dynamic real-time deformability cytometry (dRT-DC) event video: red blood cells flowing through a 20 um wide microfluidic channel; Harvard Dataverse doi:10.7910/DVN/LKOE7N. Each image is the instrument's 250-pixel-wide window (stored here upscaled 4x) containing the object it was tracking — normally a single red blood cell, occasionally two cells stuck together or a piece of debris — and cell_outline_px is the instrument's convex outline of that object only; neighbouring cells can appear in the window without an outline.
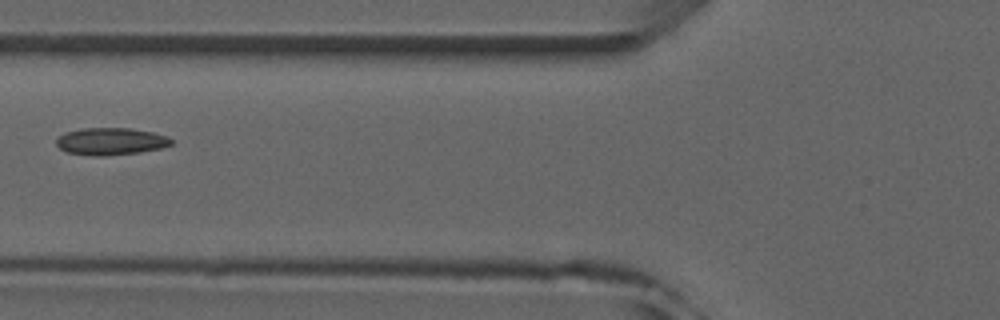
{"species": "common noctule bat (a hibernating species)", "species_latin": "Nyctalus noctula", "temperature_condition": "room temperature", "stored_images_in_passage": 6, "camera_frame_rate_fps": 3000, "um_per_image_px": 0.085, "animal": {"sex": "male", "forearm_length_mm": 52.5}, "frame": {"image": 1, "passage_image": 6, "time_ms": 5.667, "image_size_px": [1000, 320], "cell_outline_px": [[172, 144], [160, 148], [140, 152], [104, 156], [96, 156], [68, 152], [60, 148], [56, 144], [56, 140], [64, 132], [84, 128], [128, 128], [152, 132], [168, 136], [172, 140]], "centroid_in_image_um": [9.42, 12.01], "position_along_channel_um": 116.4, "area_um2": 18.09}}